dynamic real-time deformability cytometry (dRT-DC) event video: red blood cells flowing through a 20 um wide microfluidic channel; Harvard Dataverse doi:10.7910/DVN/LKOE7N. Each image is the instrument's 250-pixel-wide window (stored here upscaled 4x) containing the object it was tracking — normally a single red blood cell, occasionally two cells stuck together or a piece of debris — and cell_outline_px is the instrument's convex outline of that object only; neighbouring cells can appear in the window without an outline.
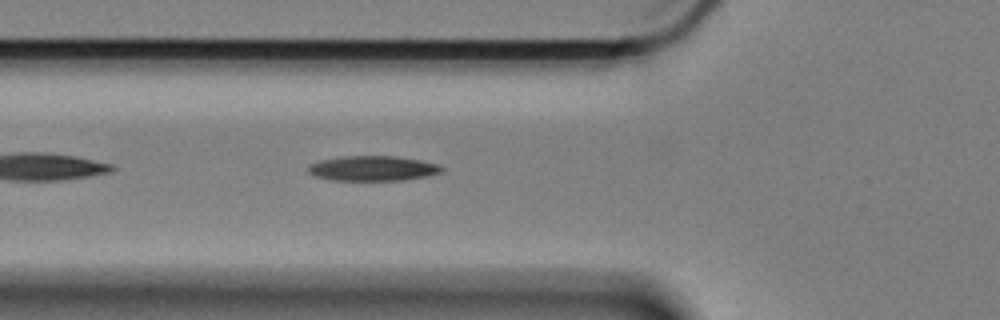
{"species": "Egyptian fruit bat (a non-hibernating species)", "species_latin": "Rousettus aegyptiacus", "temperature_condition": "cold", "stored_images_in_passage": 40, "camera_frame_rate_fps": 3000, "um_per_image_px": 0.085, "animal": {"sex": "female"}, "frame": {"image": 1, "passage_image": 6, "time_ms": 1.667, "image_size_px": [1000, 320], "cell_outline_px": [[444, 168], [440, 172], [428, 176], [404, 180], [332, 180], [316, 176], [308, 172], [308, 164], [320, 160], [340, 156], [396, 156], [420, 160], [436, 164]], "centroid_in_image_um": [31.66, 14.3], "position_along_channel_um": 94.1, "area_um2": 19.42}}
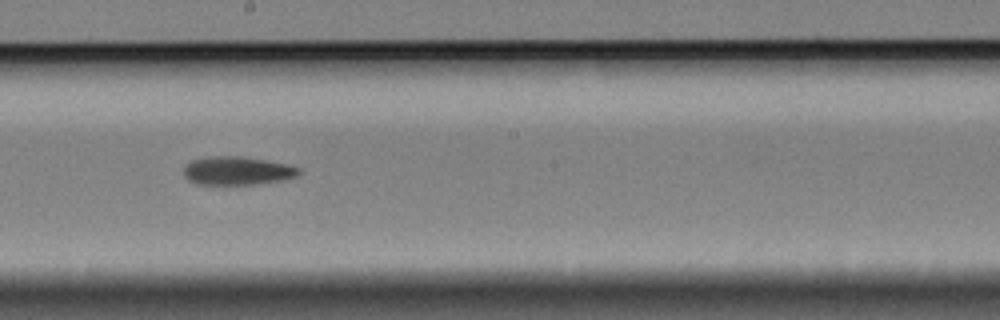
{"frame": {"image": 2, "passage_image": 18, "time_ms": 5.667, "image_size_px": [1000, 320], "cell_outline_px": [[300, 172], [296, 176], [284, 180], [256, 184], [196, 184], [188, 180], [184, 176], [184, 168], [192, 160], [204, 156], [240, 156], [288, 164], [300, 168]], "centroid_in_image_um": [20.16, 14.51], "position_along_channel_um": 228.0, "area_um2": 19.07}}
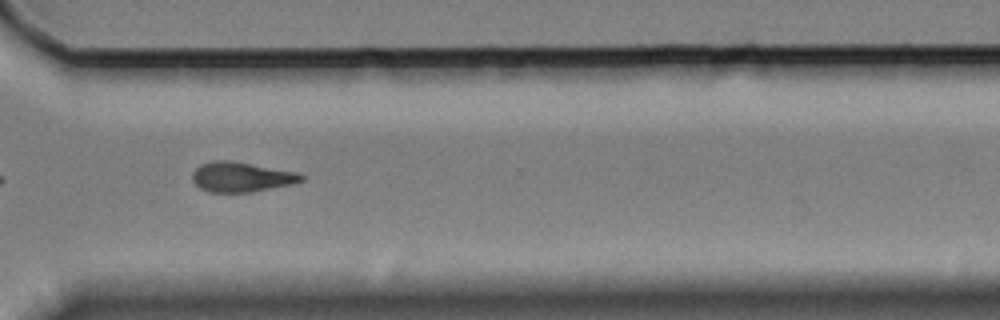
{"frame": {"image": 3, "passage_image": 29, "time_ms": 9.333, "image_size_px": [1000, 320], "cell_outline_px": [[304, 180], [292, 184], [252, 192], [208, 192], [200, 188], [192, 180], [192, 172], [200, 164], [212, 160], [228, 160], [296, 172], [304, 176]], "centroid_in_image_um": [20.48, 15.04], "position_along_channel_um": 350.1, "area_um2": 18.9}}